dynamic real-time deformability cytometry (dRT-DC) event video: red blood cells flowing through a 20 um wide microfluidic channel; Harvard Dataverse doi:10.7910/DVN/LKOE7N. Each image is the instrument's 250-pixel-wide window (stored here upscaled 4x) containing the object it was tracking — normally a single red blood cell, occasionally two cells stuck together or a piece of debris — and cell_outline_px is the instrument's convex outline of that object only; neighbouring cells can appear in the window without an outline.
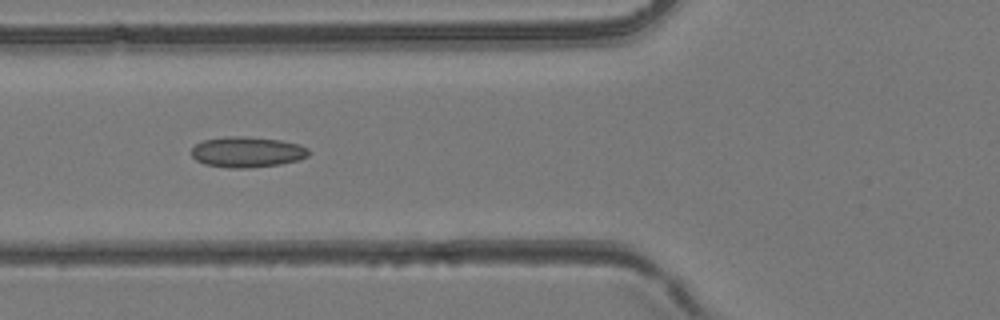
{"species": "common noctule bat (a hibernating species)", "species_latin": "Nyctalus noctula", "temperature_condition": "room temperature", "stored_images_in_passage": 6, "camera_frame_rate_fps": 3000, "um_per_image_px": 0.085, "animal": {"sex": "female", "body_mass_g": 24.6, "forearm_length_mm": 56.2}, "frame": {"image": 1, "passage_image": 6, "time_ms": 5.667, "image_size_px": [1000, 320], "cell_outline_px": [[308, 156], [296, 160], [280, 164], [248, 168], [228, 168], [204, 164], [196, 160], [192, 156], [192, 148], [196, 144], [204, 140], [224, 136], [248, 136], [280, 140], [300, 144], [308, 148]], "centroid_in_image_um": [20.99, 12.91], "position_along_channel_um": 104.8, "area_um2": 20.98}}